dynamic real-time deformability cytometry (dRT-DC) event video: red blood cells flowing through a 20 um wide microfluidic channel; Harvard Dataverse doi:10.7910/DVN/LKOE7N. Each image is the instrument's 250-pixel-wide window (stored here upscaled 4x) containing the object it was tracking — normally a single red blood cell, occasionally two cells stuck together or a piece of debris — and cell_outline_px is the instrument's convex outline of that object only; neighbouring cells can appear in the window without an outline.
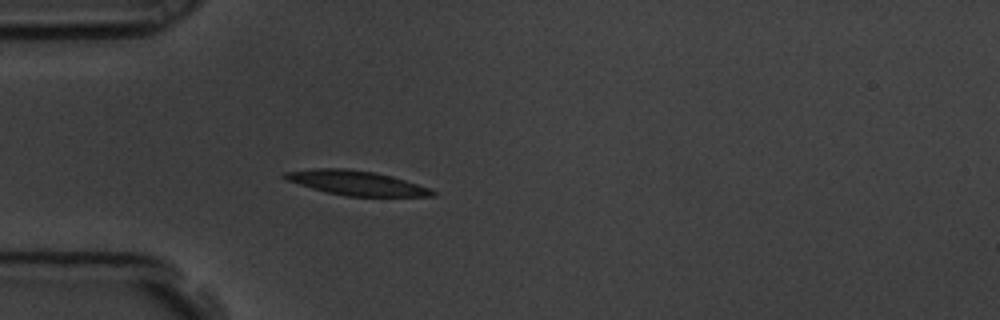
{"species": "common noctule bat (a hibernating species)", "species_latin": "Nyctalus noctula", "temperature_condition": "room temperature", "stored_images_in_passage": 4, "camera_frame_rate_fps": 3000, "um_per_image_px": 0.085, "animal": {"sex": "male", "body_mass_g": 19.5, "forearm_length_mm": 54.6}, "frame": {"image": 1, "passage_image": 4, "time_ms": 1.0, "image_size_px": [1000, 320], "cell_outline_px": [[436, 196], [348, 196], [328, 192], [312, 188], [284, 180], [280, 176], [284, 172], [312, 168], [344, 168], [372, 172], [392, 176], [432, 188], [436, 192]], "centroid_in_image_um": [30.27, 15.54], "position_along_channel_um": 54.7, "area_um2": 21.1}}